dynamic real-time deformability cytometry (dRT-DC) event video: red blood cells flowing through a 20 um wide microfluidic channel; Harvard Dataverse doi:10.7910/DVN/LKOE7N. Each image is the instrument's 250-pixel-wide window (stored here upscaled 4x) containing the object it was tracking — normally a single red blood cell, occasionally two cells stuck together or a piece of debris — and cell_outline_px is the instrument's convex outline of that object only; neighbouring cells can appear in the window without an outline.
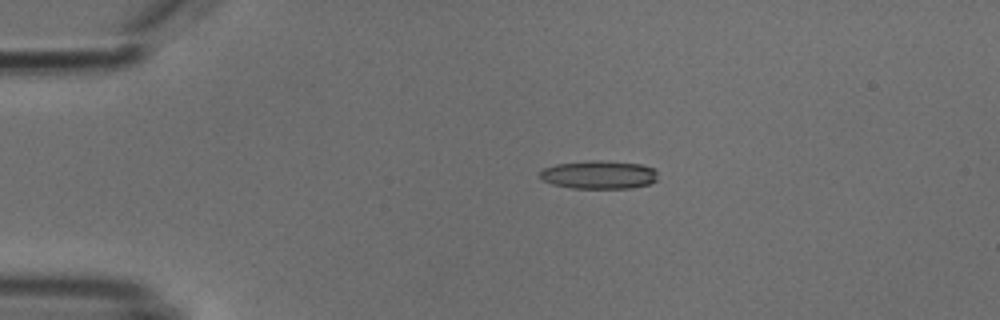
{"species": "common noctule bat (a hibernating species)", "species_latin": "Nyctalus noctula", "temperature_condition": "cold", "stored_images_in_passage": 3, "camera_frame_rate_fps": 3000, "um_per_image_px": 0.085, "animal": {"sex": "male", "body_mass_g": 18.8}, "frame": {"image": 1, "passage_image": 1, "time_ms": 0.0, "image_size_px": [1000, 320], "cell_outline_px": [[656, 180], [648, 184], [632, 188], [572, 188], [552, 184], [536, 176], [544, 168], [556, 164], [596, 160], [604, 160], [640, 164], [652, 168], [656, 172]], "centroid_in_image_um": [50.87, 14.85], "position_along_channel_um": 34.1, "area_um2": 19.36}}
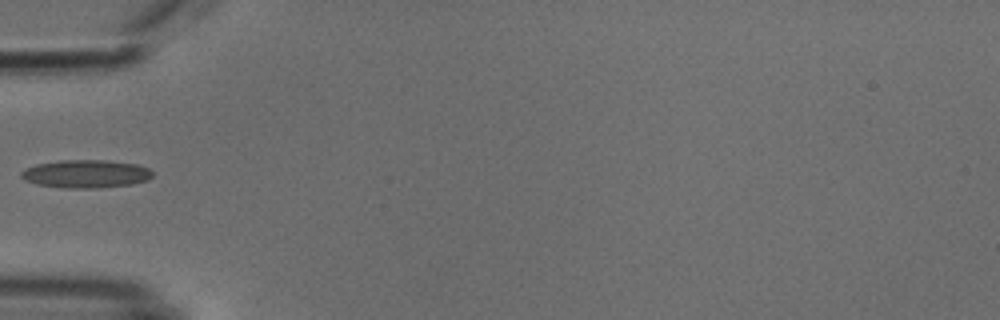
{"frame": {"image": 2, "passage_image": 3, "time_ms": 2.333, "image_size_px": [1000, 320], "cell_outline_px": [[152, 176], [148, 180], [132, 184], [96, 188], [60, 188], [40, 184], [24, 180], [20, 176], [20, 172], [36, 164], [60, 160], [104, 160], [136, 164], [148, 168], [152, 172]], "centroid_in_image_um": [7.3, 14.78], "position_along_channel_um": 77.7, "area_um2": 21.39}}